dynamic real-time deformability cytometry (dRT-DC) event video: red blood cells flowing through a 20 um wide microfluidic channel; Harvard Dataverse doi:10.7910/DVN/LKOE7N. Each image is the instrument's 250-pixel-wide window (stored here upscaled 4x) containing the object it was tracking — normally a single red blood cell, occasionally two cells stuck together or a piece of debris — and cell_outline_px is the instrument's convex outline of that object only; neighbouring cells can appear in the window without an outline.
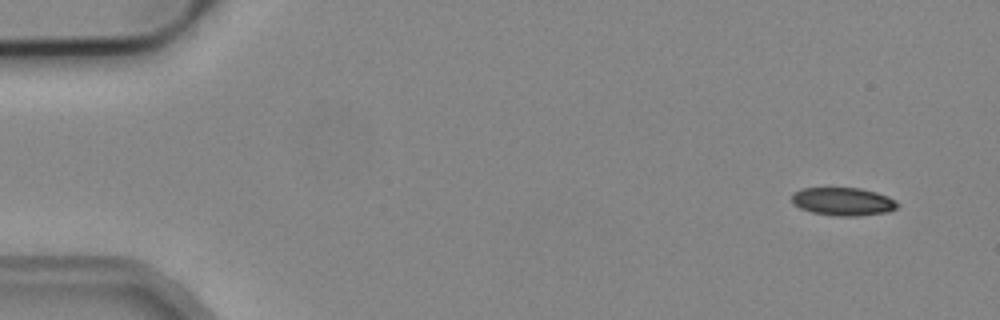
{"species": "common noctule bat (a hibernating species)", "species_latin": "Nyctalus noctula", "temperature_condition": "cold", "stored_images_in_passage": 5, "segment_of_instrument_passage": [1, 2], "camera_frame_rate_fps": 3000, "um_per_image_px": 0.085, "animal": {"sex": "male", "body_mass_g": 19.2, "forearm_length_mm": 51.8}, "frame": {"image": 1, "passage_image": 1, "time_ms": 0.0, "image_size_px": [1000, 320], "cell_outline_px": [[900, 204], [896, 208], [884, 212], [856, 216], [840, 216], [812, 212], [800, 208], [792, 204], [792, 192], [800, 188], [860, 188], [876, 192], [888, 196], [896, 200]], "centroid_in_image_um": [71.63, 17.11], "position_along_channel_um": 13.4, "area_um2": 17.28}}
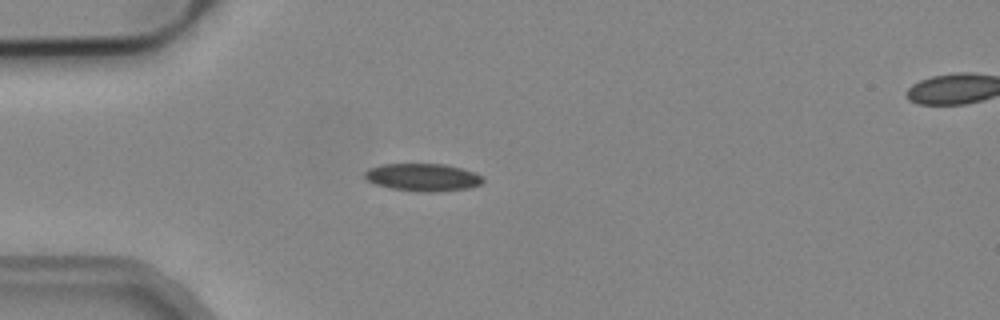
{"frame": {"image": 2, "passage_image": 4, "time_ms": 1.0, "image_size_px": [1000, 320], "cell_outline_px": [[484, 180], [480, 184], [468, 188], [436, 192], [420, 192], [392, 188], [376, 184], [368, 180], [364, 176], [364, 172], [368, 168], [380, 164], [444, 164], [476, 172]], "centroid_in_image_um": [35.93, 15.06], "position_along_channel_um": 49.1, "area_um2": 18.96}}